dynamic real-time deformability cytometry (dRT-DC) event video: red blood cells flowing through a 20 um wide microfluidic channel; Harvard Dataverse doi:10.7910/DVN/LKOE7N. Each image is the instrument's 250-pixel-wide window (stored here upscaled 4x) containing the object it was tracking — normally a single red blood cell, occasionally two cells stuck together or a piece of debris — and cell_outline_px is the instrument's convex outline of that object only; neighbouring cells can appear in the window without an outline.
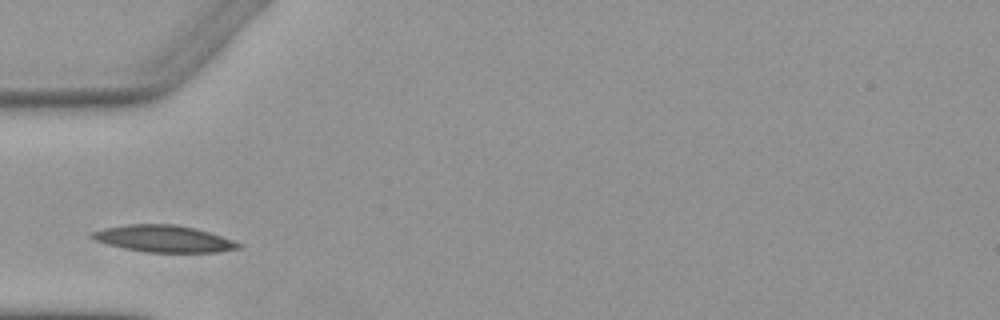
{"species": "Egyptian fruit bat (a non-hibernating species)", "species_latin": "Rousettus aegyptiacus", "temperature_condition": "warm", "stored_images_in_passage": 3, "camera_frame_rate_fps": 3000, "um_per_image_px": 0.085, "animal": {"sex": "female"}, "frame": {"image": 1, "passage_image": 1, "time_ms": 0.0, "image_size_px": [1000, 320], "cell_outline_px": [[240, 248], [220, 252], [144, 252], [124, 248], [108, 244], [96, 240], [88, 236], [92, 232], [104, 228], [128, 224], [176, 224], [196, 228], [232, 240], [240, 244]], "centroid_in_image_um": [13.9, 20.29], "position_along_channel_um": 71.1, "area_um2": 22.72}}
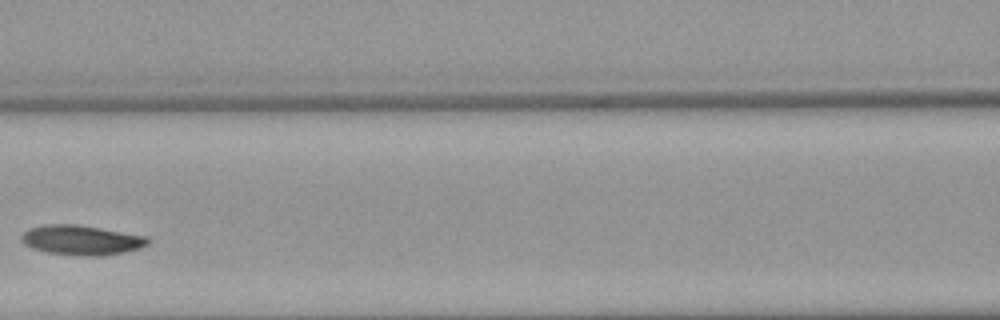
{"frame": {"image": 2, "passage_image": 3, "time_ms": 2.333, "image_size_px": [1000, 320], "cell_outline_px": [[152, 240], [148, 244], [140, 248], [124, 252], [104, 256], [84, 256], [48, 252], [32, 248], [24, 244], [20, 240], [20, 236], [28, 228], [44, 224], [76, 224], [148, 236]], "centroid_in_image_um": [6.93, 20.4], "position_along_channel_um": 159.7, "area_um2": 22.14}}